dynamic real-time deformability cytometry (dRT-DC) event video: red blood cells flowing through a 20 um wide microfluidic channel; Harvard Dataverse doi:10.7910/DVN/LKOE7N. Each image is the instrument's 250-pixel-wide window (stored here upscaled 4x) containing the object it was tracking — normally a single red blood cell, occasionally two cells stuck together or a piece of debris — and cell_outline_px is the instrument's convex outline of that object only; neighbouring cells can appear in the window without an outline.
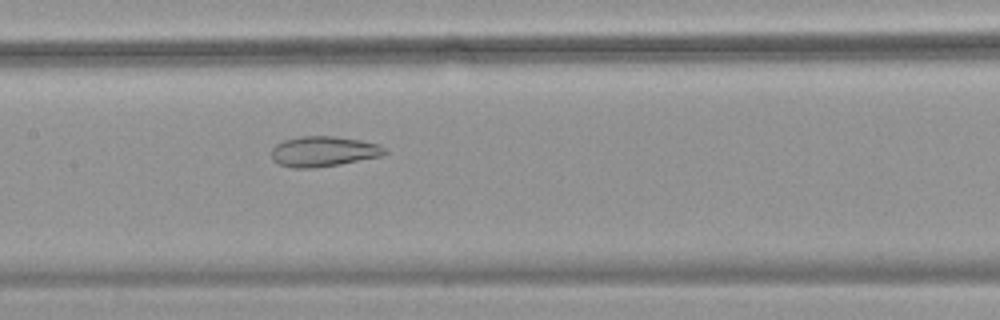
{"species": "common noctule bat (a hibernating species)", "species_latin": "Nyctalus noctula", "temperature_condition": "warm", "stored_images_in_passage": 55, "camera_frame_rate_fps": 3000, "um_per_image_px": 0.085, "animal": {"sex": "female", "body_mass_g": 18.4}, "frame": {"image": 1, "passage_image": 28, "time_ms": 9.0, "image_size_px": [1000, 320], "cell_outline_px": [[388, 152], [380, 156], [340, 164], [312, 168], [292, 168], [280, 164], [272, 160], [272, 148], [276, 144], [284, 140], [300, 136], [332, 136], [360, 140], [380, 144], [388, 148]], "centroid_in_image_um": [27.51, 12.87], "position_along_channel_um": 179.9, "area_um2": 20.06}}
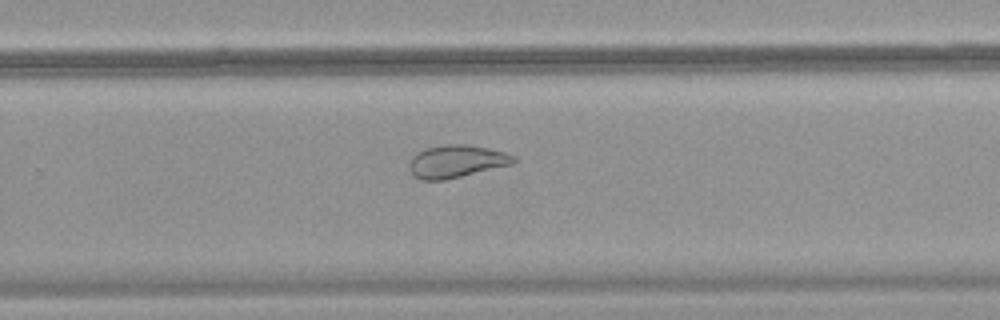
{"frame": {"image": 2, "passage_image": 37, "time_ms": 12.0, "image_size_px": [1000, 320], "cell_outline_px": [[516, 160], [512, 164], [444, 180], [420, 180], [408, 168], [408, 164], [412, 156], [424, 148], [444, 144], [468, 144], [508, 152], [516, 156]], "centroid_in_image_um": [38.8, 13.69], "position_along_channel_um": 291.0, "area_um2": 19.94}}
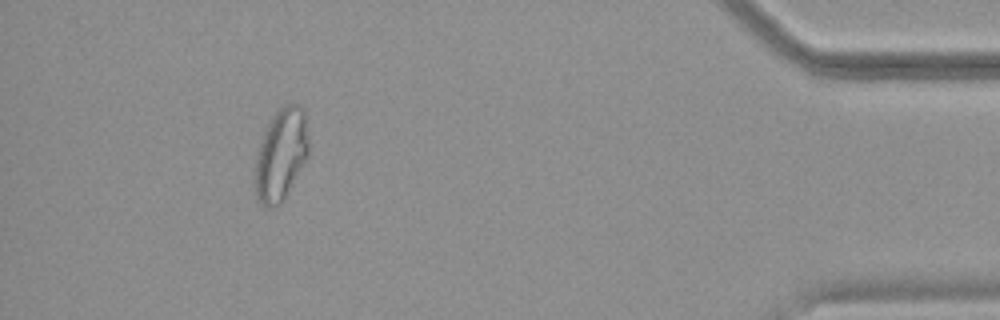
{"frame": {"image": 3, "passage_image": 51, "time_ms": 16.667, "image_size_px": [1000, 320], "cell_outline_px": [[308, 156], [284, 200], [276, 208], [264, 208], [260, 204], [256, 196], [252, 184], [252, 176], [256, 156], [260, 140], [272, 116], [284, 104], [296, 104], [304, 108], [308, 136]], "centroid_in_image_um": [23.84, 13.21], "position_along_channel_um": 411.4, "area_um2": 29.54}, "authors_computed_cell_mechanics": {"area_um2": 27.6284, "velocity_mm_per_s": 3.7142, "shape_relaxation_time_tau1_ms": null, "shape_relaxation_time_tau2_ms": 1.781, "deformation_change_tau1": null, "deformation_change_tau2": 0.0915}}